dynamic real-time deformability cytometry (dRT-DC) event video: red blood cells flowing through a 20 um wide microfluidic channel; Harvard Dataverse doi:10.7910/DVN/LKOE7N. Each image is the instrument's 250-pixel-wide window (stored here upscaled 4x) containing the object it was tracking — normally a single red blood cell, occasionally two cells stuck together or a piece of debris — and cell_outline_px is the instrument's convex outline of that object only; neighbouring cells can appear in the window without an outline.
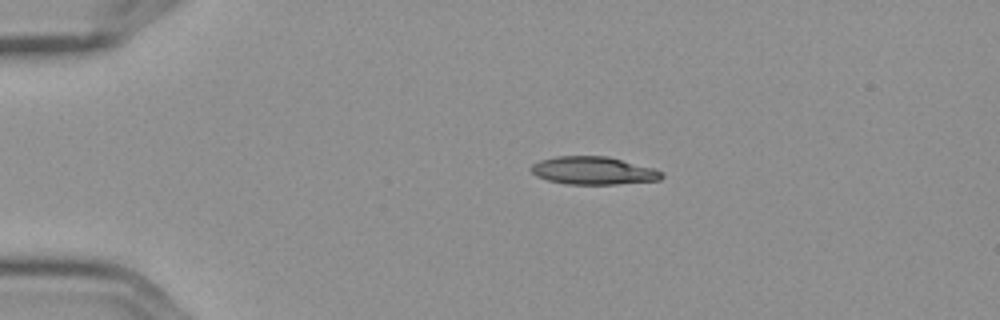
{"species": "Egyptian fruit bat (a non-hibernating species)", "species_latin": "Rousettus aegyptiacus", "temperature_condition": "cold", "stored_images_in_passage": 6, "camera_frame_rate_fps": 3000, "um_per_image_px": 0.085, "frame": {"image": 1, "passage_image": 3, "time_ms": 0.667, "image_size_px": [1000, 320], "cell_outline_px": [[664, 176], [660, 180], [616, 184], [568, 184], [548, 180], [536, 176], [528, 168], [532, 164], [540, 160], [556, 156], [608, 156], [652, 168], [664, 172]], "centroid_in_image_um": [50.42, 14.5], "position_along_channel_um": 34.6, "area_um2": 21.21}}
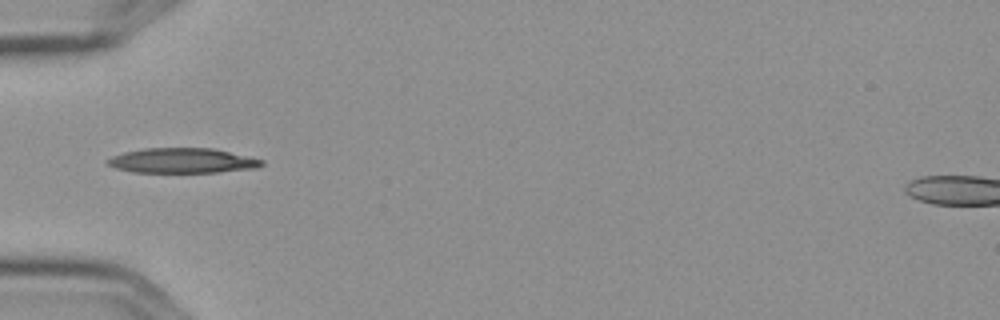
{"frame": {"image": 2, "passage_image": 5, "time_ms": 1.333, "image_size_px": [1000, 320], "cell_outline_px": [[264, 164], [256, 168], [216, 172], [132, 172], [116, 168], [108, 164], [104, 160], [112, 156], [124, 152], [144, 148], [212, 148], [264, 160]], "centroid_in_image_um": [15.47, 13.65], "position_along_channel_um": 69.5, "area_um2": 22.31}}
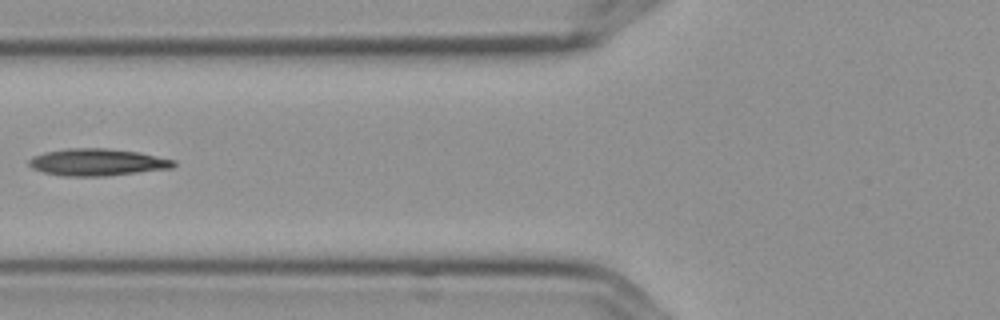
{"frame": {"image": 3, "passage_image": 6, "time_ms": 1.667, "image_size_px": [1000, 320], "cell_outline_px": [[176, 164], [172, 168], [104, 176], [60, 176], [44, 172], [32, 168], [28, 164], [28, 160], [32, 156], [44, 152], [68, 148], [108, 148], [136, 152], [176, 160]], "centroid_in_image_um": [8.23, 13.79], "position_along_channel_um": 117.6, "area_um2": 22.77}}